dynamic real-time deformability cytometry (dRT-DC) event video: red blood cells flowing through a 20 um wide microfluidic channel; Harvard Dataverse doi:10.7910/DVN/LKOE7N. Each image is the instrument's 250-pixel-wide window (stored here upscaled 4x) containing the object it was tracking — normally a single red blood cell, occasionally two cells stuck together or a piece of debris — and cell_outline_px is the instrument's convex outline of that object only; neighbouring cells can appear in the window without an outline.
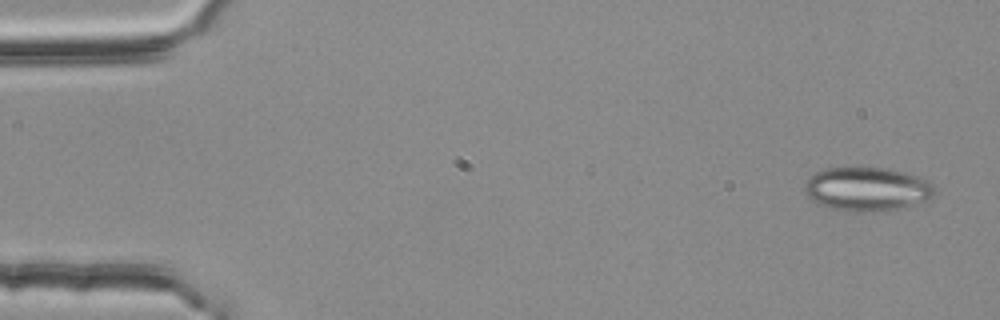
{"species": "common noctule bat (a hibernating species)", "species_latin": "Nyctalus noctula", "temperature_condition": "room temperature", "stored_images_in_passage": 4, "camera_frame_rate_fps": 3000, "um_per_image_px": 0.085, "animal": {"sex": "female", "body_mass_g": 25.1}, "frame": {"image": 1, "passage_image": 1, "time_ms": 0.0, "image_size_px": [1000, 320], "cell_outline_px": [[936, 196], [900, 208], [860, 212], [852, 212], [832, 208], [820, 204], [812, 200], [804, 192], [804, 184], [816, 172], [824, 168], [888, 168], [904, 172], [928, 180], [936, 188]], "centroid_in_image_um": [73.71, 16.06], "position_along_channel_um": 11.3, "area_um2": 32.95}}
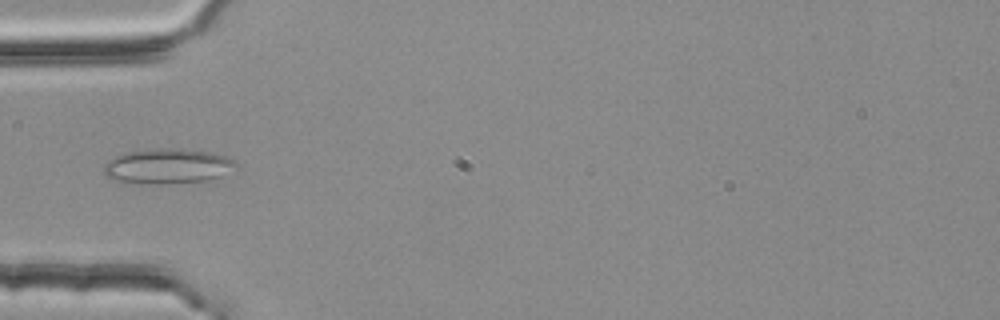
{"frame": {"image": 2, "passage_image": 4, "time_ms": 1.0, "image_size_px": [1000, 320], "cell_outline_px": [[236, 164], [220, 176], [212, 180], [168, 184], [148, 184], [116, 180], [104, 176], [104, 164], [108, 160], [116, 156], [128, 152], [164, 148], [176, 148], [212, 152], [224, 156], [232, 160]], "centroid_in_image_um": [14.2, 14.14], "position_along_channel_um": 70.8, "area_um2": 26.7}}